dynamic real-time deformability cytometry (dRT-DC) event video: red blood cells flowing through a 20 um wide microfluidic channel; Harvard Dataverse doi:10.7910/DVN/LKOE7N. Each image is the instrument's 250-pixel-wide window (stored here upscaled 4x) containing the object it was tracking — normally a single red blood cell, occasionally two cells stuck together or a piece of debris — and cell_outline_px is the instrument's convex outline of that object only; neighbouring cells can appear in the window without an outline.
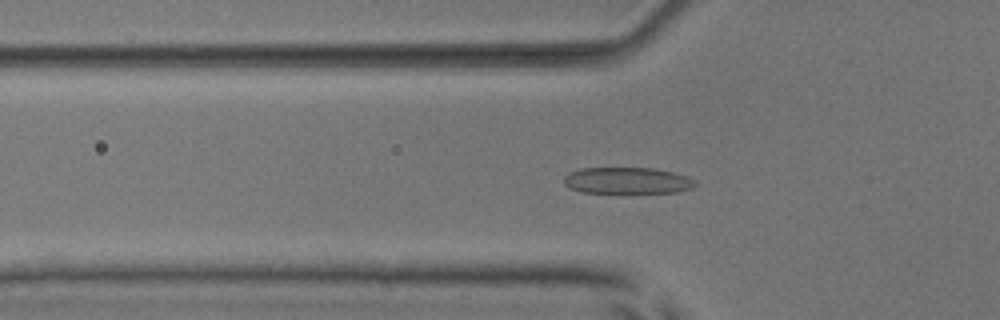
{"species": "common noctule bat (a hibernating species)", "species_latin": "Nyctalus noctula", "temperature_condition": "room temperature", "stored_images_in_passage": 52, "camera_frame_rate_fps": 3000, "um_per_image_px": 0.085, "animal": {"sex": "male", "body_mass_g": 17.9, "forearm_length_mm": 54.2}, "frame": {"image": 1, "passage_image": 18, "time_ms": 5.667, "image_size_px": [1000, 320], "cell_outline_px": [[696, 184], [692, 188], [676, 192], [580, 192], [564, 184], [564, 176], [568, 172], [580, 168], [656, 168], [688, 176]], "centroid_in_image_um": [53.29, 15.33], "position_along_channel_um": 72.5, "area_um2": 20.06}}
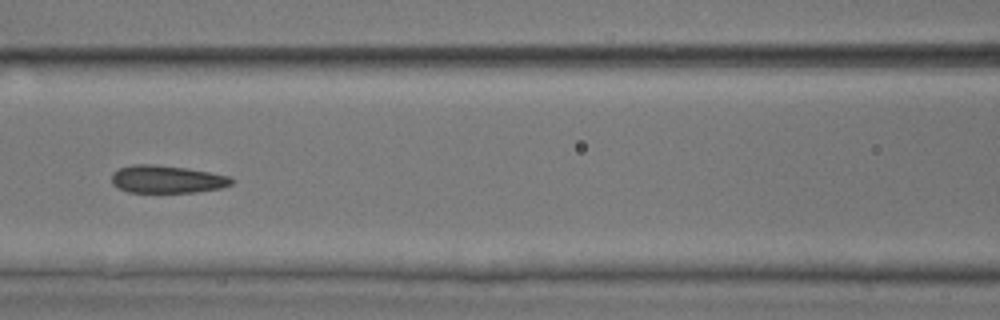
{"frame": {"image": 2, "passage_image": 24, "time_ms": 7.667, "image_size_px": [1000, 320], "cell_outline_px": [[236, 180], [232, 184], [224, 188], [196, 192], [128, 192], [112, 184], [112, 172], [120, 168], [132, 164], [152, 164], [184, 168], [208, 172], [228, 176]], "centroid_in_image_um": [14.2, 15.24], "position_along_channel_um": 152.4, "area_um2": 19.31}}
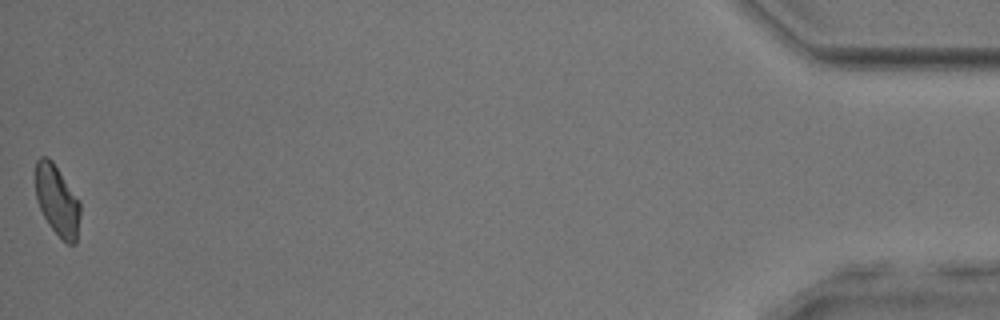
{"frame": {"image": 3, "passage_image": 52, "time_ms": 17.0, "image_size_px": [1000, 320], "cell_outline_px": [[80, 216], [76, 244], [68, 244], [48, 224], [36, 200], [36, 160], [40, 156], [48, 156], [52, 160], [80, 200]], "centroid_in_image_um": [4.87, 17.01], "position_along_channel_um": 430.3, "area_um2": 18.38}, "authors_computed_cell_mechanics": {"area_um2": 19.941, "velocity_mm_per_s": 3.9936, "shape_relaxation_time_tau1_ms": 3.486, "shape_relaxation_time_tau2_ms": 1.4906, "deformation_change_tau1": 0.1197, "deformation_change_tau2": 0.0978}}